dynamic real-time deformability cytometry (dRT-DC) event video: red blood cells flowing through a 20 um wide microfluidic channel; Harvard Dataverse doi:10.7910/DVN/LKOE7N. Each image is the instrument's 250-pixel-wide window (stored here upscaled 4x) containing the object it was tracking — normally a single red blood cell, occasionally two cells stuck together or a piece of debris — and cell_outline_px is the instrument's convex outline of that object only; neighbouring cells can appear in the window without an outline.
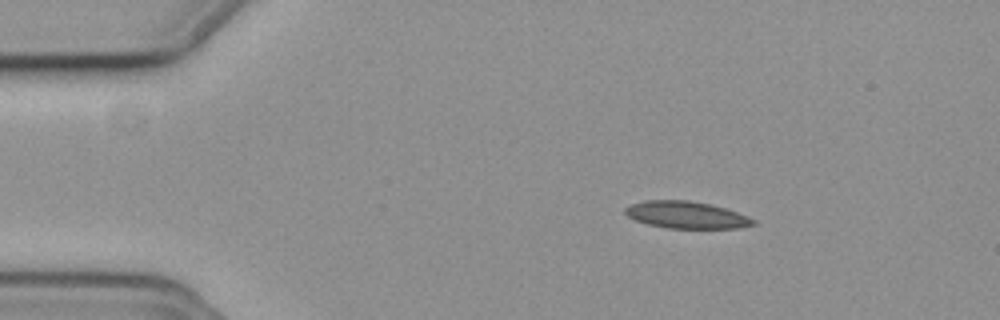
{"species": "common noctule bat (a hibernating species)", "species_latin": "Nyctalus noctula", "temperature_condition": "cold", "stored_images_in_passage": 48, "camera_frame_rate_fps": 3000, "um_per_image_px": 0.085, "animal": {"sex": "female", "body_mass_g": 19.3, "forearm_length_mm": 54.1}, "frame": {"image": 1, "passage_image": 1, "time_ms": 0.0, "image_size_px": [1000, 320], "cell_outline_px": [[756, 224], [740, 228], [668, 228], [648, 224], [636, 220], [628, 216], [624, 212], [624, 208], [632, 204], [644, 200], [688, 200], [708, 204], [724, 208], [736, 212], [756, 220]], "centroid_in_image_um": [58.33, 18.27], "position_along_channel_um": 26.7, "area_um2": 20.0}}
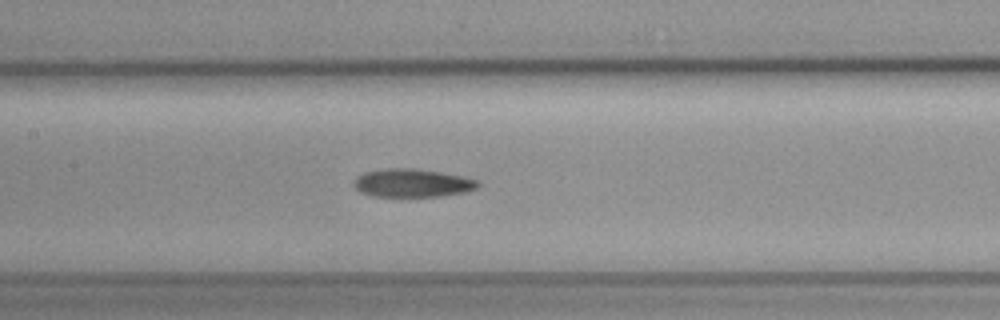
{"frame": {"image": 2, "passage_image": 18, "time_ms": 5.667, "image_size_px": [1000, 320], "cell_outline_px": [[480, 184], [476, 188], [468, 192], [440, 196], [372, 196], [360, 192], [352, 184], [356, 176], [364, 172], [388, 168], [412, 168], [440, 172], [480, 180]], "centroid_in_image_um": [35.04, 15.55], "position_along_channel_um": 172.4, "area_um2": 20.46}}
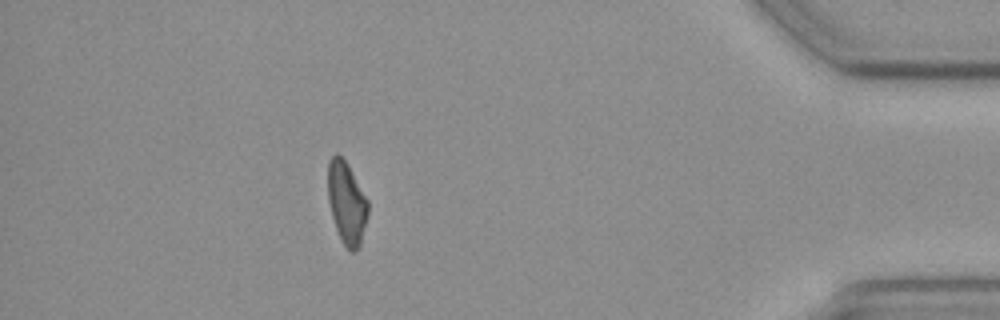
{"frame": {"image": 3, "passage_image": 41, "time_ms": 13.333, "image_size_px": [1000, 320], "cell_outline_px": [[368, 212], [360, 244], [356, 252], [352, 252], [344, 244], [336, 228], [332, 216], [328, 200], [328, 160], [336, 152], [344, 160], [368, 200]], "centroid_in_image_um": [29.45, 17.24], "position_along_channel_um": 405.7, "area_um2": 18.79}}